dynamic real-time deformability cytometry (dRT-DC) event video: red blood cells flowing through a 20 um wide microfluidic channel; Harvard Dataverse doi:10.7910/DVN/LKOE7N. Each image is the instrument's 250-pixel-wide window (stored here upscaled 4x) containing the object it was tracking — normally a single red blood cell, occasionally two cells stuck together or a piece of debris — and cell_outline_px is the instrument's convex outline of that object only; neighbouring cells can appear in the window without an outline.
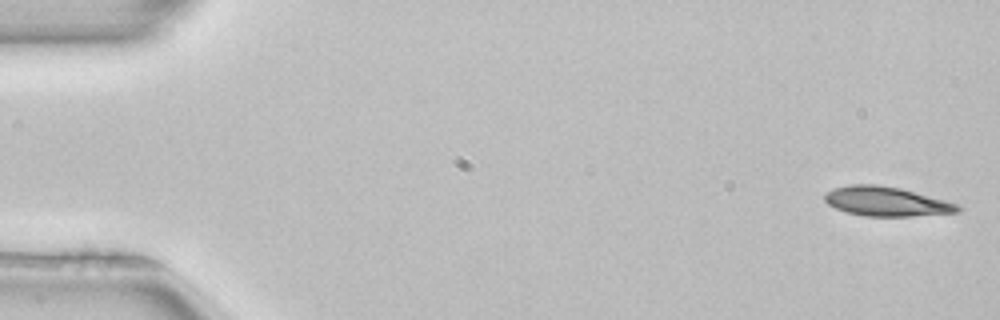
{"species": "common noctule bat (a hibernating species)", "species_latin": "Nyctalus noctula", "temperature_condition": "room temperature", "stored_images_in_passage": 51, "camera_frame_rate_fps": 3000, "um_per_image_px": 0.085, "animal": {"sex": "female", "body_mass_g": 22.7, "forearm_length_mm": 54.2}, "frame": {"image": 1, "passage_image": 1, "time_ms": 0.0, "image_size_px": [1000, 320], "cell_outline_px": [[964, 208], [960, 212], [912, 216], [864, 216], [848, 212], [836, 208], [828, 204], [824, 200], [824, 192], [832, 188], [852, 184], [876, 184], [900, 188], [944, 200], [956, 204]], "centroid_in_image_um": [75.31, 17.12], "position_along_channel_um": 9.7, "area_um2": 22.77}}
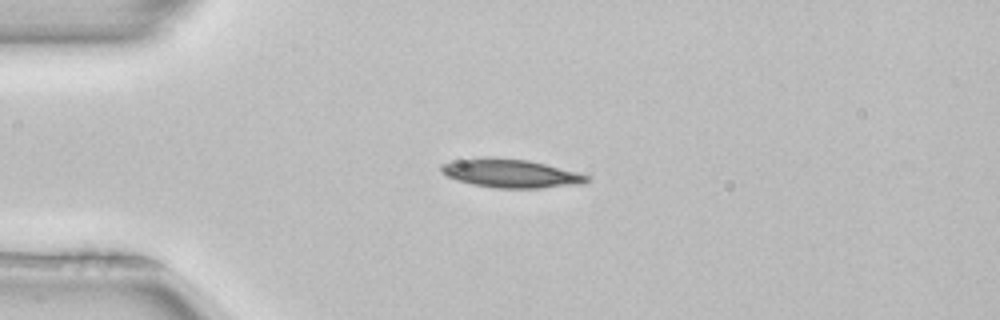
{"frame": {"image": 2, "passage_image": 12, "time_ms": 3.667, "image_size_px": [1000, 320], "cell_outline_px": [[592, 180], [580, 184], [540, 188], [496, 188], [472, 184], [456, 180], [440, 172], [440, 164], [456, 160], [488, 156], [528, 160], [592, 176]], "centroid_in_image_um": [43.39, 14.73], "position_along_channel_um": 41.6, "area_um2": 24.33}}
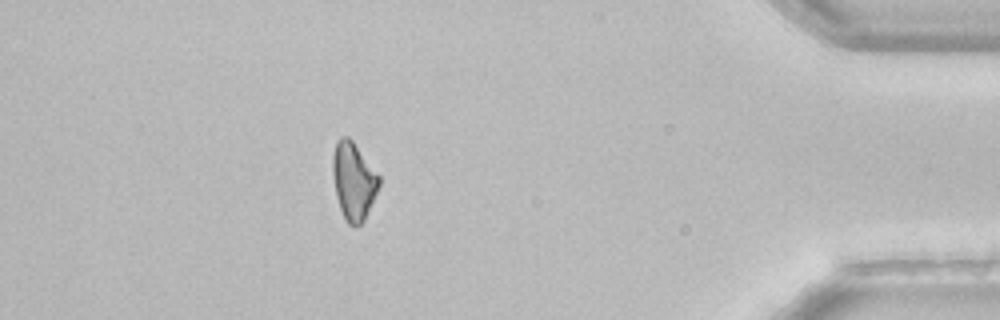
{"frame": {"image": 3, "passage_image": 45, "time_ms": 14.667, "image_size_px": [1000, 320], "cell_outline_px": [[380, 184], [364, 220], [356, 228], [348, 224], [344, 220], [336, 196], [332, 172], [332, 156], [336, 140], [340, 136], [348, 136], [352, 140], [380, 176]], "centroid_in_image_um": [30.03, 15.38], "position_along_channel_um": 405.2, "area_um2": 21.04}, "authors_computed_cell_mechanics": {"area_um2": 22.7732, "velocity_mm_per_s": 3.9901, "shape_relaxation_time_tau1_ms": 3.2199, "shape_relaxation_time_tau2_ms": null, "deformation_change_tau1": 0.1297, "deformation_change_tau2": null}}